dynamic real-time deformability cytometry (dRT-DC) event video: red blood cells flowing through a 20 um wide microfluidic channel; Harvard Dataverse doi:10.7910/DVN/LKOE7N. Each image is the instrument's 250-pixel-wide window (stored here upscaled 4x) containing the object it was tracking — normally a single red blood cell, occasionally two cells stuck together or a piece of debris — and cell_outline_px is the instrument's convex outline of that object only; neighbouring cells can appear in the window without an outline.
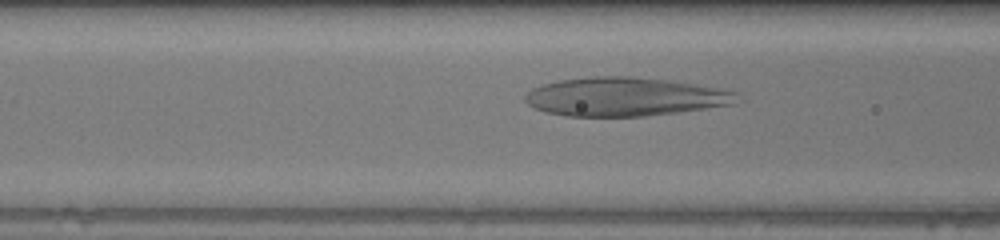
{"species": "human", "species_latin": "Homo sapiens", "temperature_condition": "warm", "stored_images_in_passage": 38, "camera_frame_rate_fps": 3000, "um_per_image_px": 0.085, "donor": {"sex": "female"}, "frame": {"image": 1, "passage_image": 12, "time_ms": 3.667, "image_size_px": [1000, 240], "cell_outline_px": [[744, 100], [736, 104], [648, 116], [564, 116], [544, 112], [532, 108], [524, 100], [524, 96], [532, 88], [544, 84], [560, 80], [588, 76], [632, 76], [668, 80], [724, 88], [740, 92]], "centroid_in_image_um": [53.19, 8.22], "position_along_channel_um": 113.4, "area_um2": 48.61}}
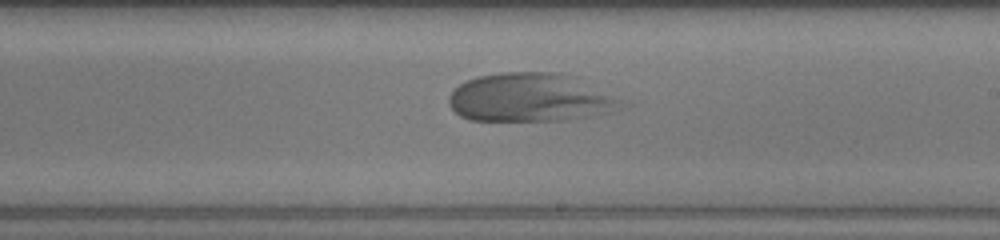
{"frame": {"image": 2, "passage_image": 22, "time_ms": 7.0, "image_size_px": [1000, 240], "cell_outline_px": [[640, 100], [636, 104], [628, 108], [592, 116], [568, 120], [468, 120], [460, 116], [448, 104], [448, 96], [460, 84], [476, 76], [504, 72], [556, 72], [580, 76]], "centroid_in_image_um": [45.46, 8.27], "position_along_channel_um": 243.5, "area_um2": 51.67}}
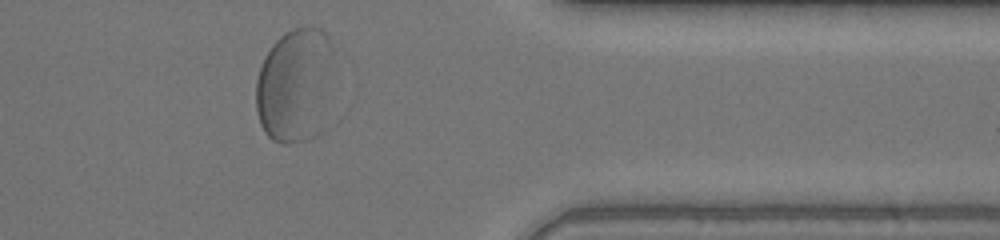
{"frame": {"image": 3, "passage_image": 34, "time_ms": 11.0, "image_size_px": [1000, 240], "cell_outline_px": [[332, 60], [324, 132], [316, 136], [292, 144], [284, 144], [272, 140], [264, 132], [260, 124], [256, 108], [256, 80], [264, 56], [272, 44], [280, 36], [292, 28], [304, 24], [312, 24], [320, 28], [328, 36], [332, 48]], "centroid_in_image_um": [25.07, 7.24], "position_along_channel_um": 386.3, "area_um2": 53.0}}